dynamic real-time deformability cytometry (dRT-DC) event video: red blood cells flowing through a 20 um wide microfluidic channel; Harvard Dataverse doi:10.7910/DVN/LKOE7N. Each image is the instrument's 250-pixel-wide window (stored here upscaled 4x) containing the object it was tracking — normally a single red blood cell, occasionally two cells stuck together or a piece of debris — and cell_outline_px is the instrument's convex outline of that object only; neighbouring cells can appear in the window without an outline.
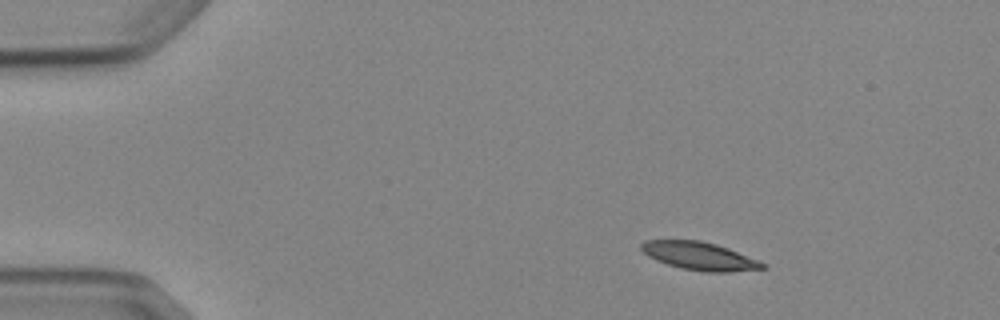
{"species": "Egyptian fruit bat (a non-hibernating species)", "species_latin": "Rousettus aegyptiacus", "temperature_condition": "cold", "stored_images_in_passage": 6, "camera_frame_rate_fps": 3000, "um_per_image_px": 0.085, "animal": {"sex": "female"}, "frame": {"image": 1, "passage_image": 2, "time_ms": 1.333, "image_size_px": [1000, 320], "cell_outline_px": [[768, 268], [728, 272], [704, 272], [680, 268], [656, 260], [648, 256], [640, 248], [640, 244], [644, 240], [700, 240], [716, 244], [728, 248], [760, 260], [768, 264]], "centroid_in_image_um": [59.5, 21.77], "position_along_channel_um": 25.5, "area_um2": 20.0}}
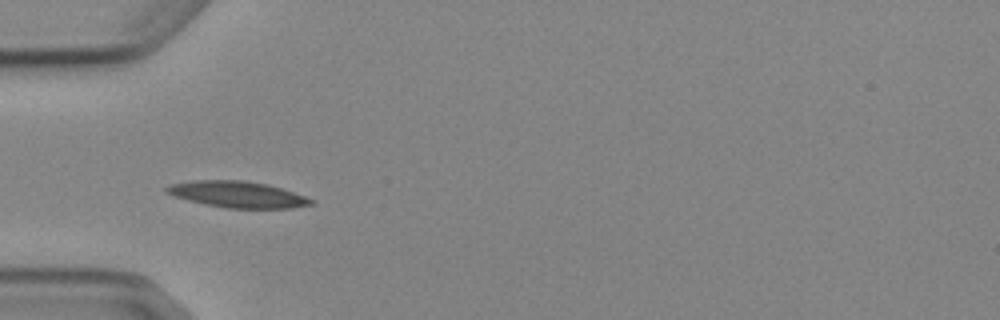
{"frame": {"image": 2, "passage_image": 4, "time_ms": 4.333, "image_size_px": [1000, 320], "cell_outline_px": [[316, 204], [292, 208], [228, 208], [204, 204], [188, 200], [164, 192], [164, 188], [168, 184], [192, 180], [244, 180], [268, 184], [316, 200]], "centroid_in_image_um": [20.18, 16.52], "position_along_channel_um": 64.8, "area_um2": 22.25}}
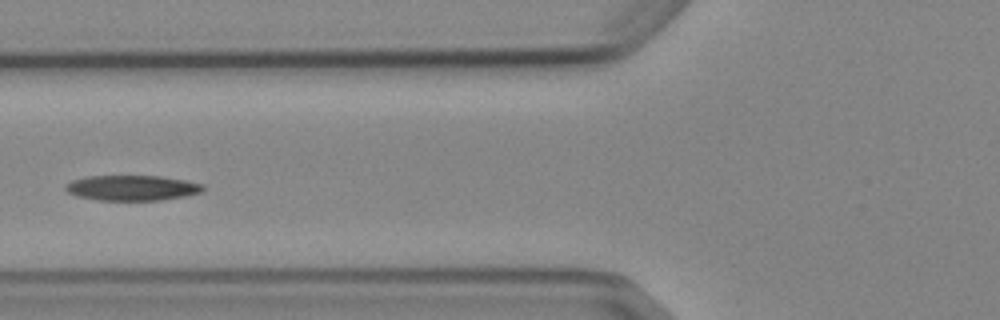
{"frame": {"image": 3, "passage_image": 5, "time_ms": 5.667, "image_size_px": [1000, 320], "cell_outline_px": [[204, 188], [200, 192], [184, 196], [160, 200], [96, 200], [76, 196], [68, 192], [64, 188], [64, 184], [72, 180], [88, 176], [160, 176], [184, 180], [204, 184]], "centroid_in_image_um": [11.18, 15.97], "position_along_channel_um": 114.6, "area_um2": 20.23}}